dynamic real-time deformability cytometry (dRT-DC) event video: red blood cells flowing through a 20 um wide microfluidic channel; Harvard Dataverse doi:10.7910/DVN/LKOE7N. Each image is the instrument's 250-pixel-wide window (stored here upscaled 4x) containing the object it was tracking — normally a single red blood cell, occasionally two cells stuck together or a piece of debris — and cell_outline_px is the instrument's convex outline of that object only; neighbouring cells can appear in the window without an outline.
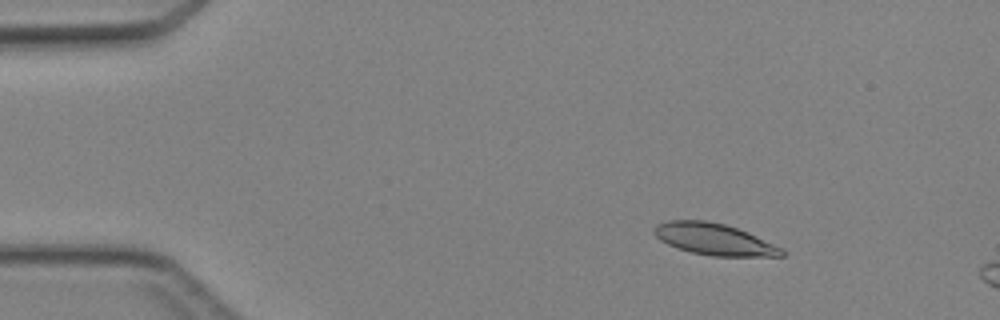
{"species": "Egyptian fruit bat (a non-hibernating species)", "species_latin": "Rousettus aegyptiacus", "temperature_condition": "cold", "stored_images_in_passage": 13, "camera_frame_rate_fps": 3000, "um_per_image_px": 0.085, "animal": {"sex": "female"}, "frame": {"image": 1, "passage_image": 6, "time_ms": 1.667, "image_size_px": [1000, 320], "cell_outline_px": [[784, 256], [712, 256], [692, 252], [676, 248], [660, 240], [652, 232], [652, 228], [656, 224], [668, 220], [704, 220], [724, 224], [748, 232], [780, 248], [784, 252]], "centroid_in_image_um": [60.62, 20.32], "position_along_channel_um": 24.4, "area_um2": 23.29}}